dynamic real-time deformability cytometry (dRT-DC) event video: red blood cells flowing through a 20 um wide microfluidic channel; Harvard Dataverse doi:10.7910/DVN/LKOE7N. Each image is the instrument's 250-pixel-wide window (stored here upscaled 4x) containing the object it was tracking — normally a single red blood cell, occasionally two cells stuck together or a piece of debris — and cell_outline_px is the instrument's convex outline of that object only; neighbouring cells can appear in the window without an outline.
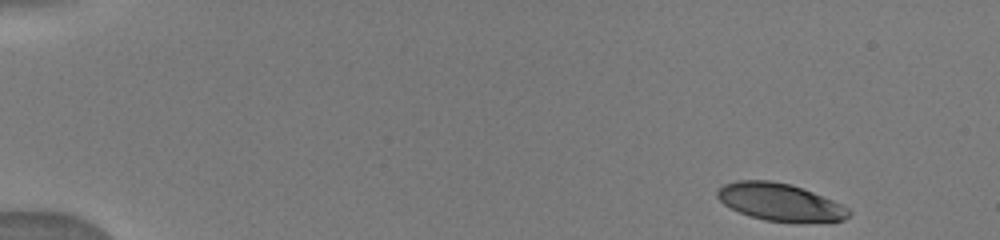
{"species": "human", "species_latin": "Homo sapiens", "temperature_condition": "warm", "stored_images_in_passage": 13, "camera_frame_rate_fps": 3000, "um_per_image_px": 0.085, "donor": {"sex": "male"}, "frame": {"image": 1, "passage_image": 1, "time_ms": 0.0, "image_size_px": [1000, 240], "cell_outline_px": [[852, 212], [844, 220], [796, 224], [764, 220], [740, 212], [724, 204], [716, 196], [716, 192], [724, 184], [736, 180], [768, 180], [792, 184], [832, 200], [848, 208]], "centroid_in_image_um": [66.32, 17.2], "position_along_channel_um": 18.7, "area_um2": 28.9}}
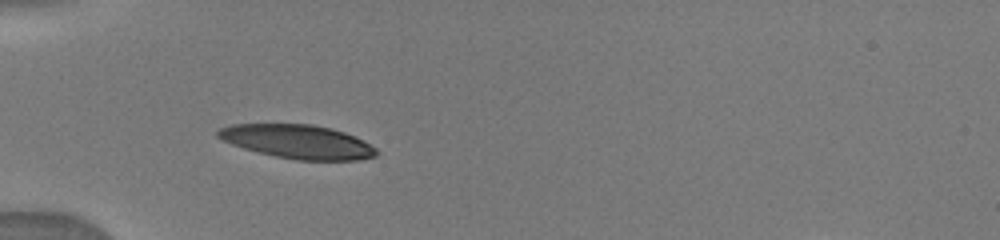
{"frame": {"image": 2, "passage_image": 9, "time_ms": 4.0, "image_size_px": [1000, 240], "cell_outline_px": [[380, 152], [376, 156], [356, 160], [296, 160], [276, 156], [244, 148], [232, 144], [216, 136], [216, 132], [220, 128], [232, 124], [312, 124], [332, 128], [344, 132], [364, 140], [376, 148]], "centroid_in_image_um": [25.34, 12.03], "position_along_channel_um": 59.7, "area_um2": 31.15}}
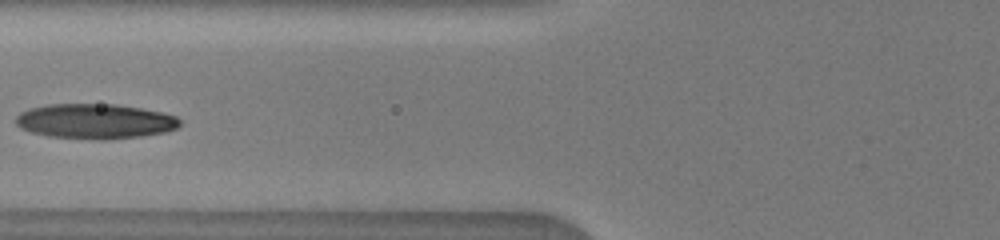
{"frame": {"image": 3, "passage_image": 12, "time_ms": 5.667, "image_size_px": [1000, 240], "cell_outline_px": [[180, 128], [164, 132], [140, 136], [104, 140], [100, 140], [48, 136], [32, 132], [20, 128], [16, 124], [16, 116], [20, 112], [28, 108], [48, 104], [116, 104], [140, 108], [160, 112], [176, 116], [180, 120]], "centroid_in_image_um": [8.07, 10.3], "position_along_channel_um": 117.7, "area_um2": 33.52}}